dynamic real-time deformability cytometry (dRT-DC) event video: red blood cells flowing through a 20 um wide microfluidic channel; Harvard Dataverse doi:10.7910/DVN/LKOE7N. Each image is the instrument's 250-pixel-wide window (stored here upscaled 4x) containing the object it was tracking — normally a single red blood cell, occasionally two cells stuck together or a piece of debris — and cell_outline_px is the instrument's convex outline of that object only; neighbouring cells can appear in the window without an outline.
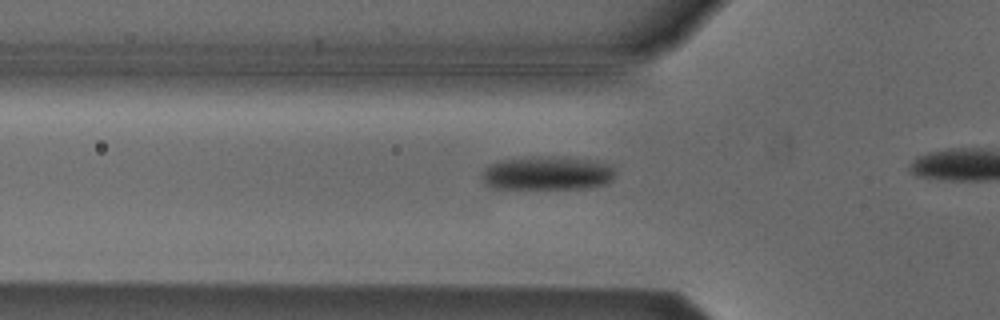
{"species": "Egyptian fruit bat (a non-hibernating species)", "species_latin": "Rousettus aegyptiacus", "temperature_condition": "cold", "stored_images_in_passage": 11, "camera_frame_rate_fps": 3000, "um_per_image_px": 0.085, "animal": {"sex": "male"}, "frame": {"image": 1, "passage_image": 2, "time_ms": 0.333, "image_size_px": [1000, 320], "cell_outline_px": [[616, 172], [612, 180], [604, 184], [584, 188], [492, 188], [484, 184], [484, 168], [500, 160], [532, 156], [552, 156], [596, 160], [612, 164]], "centroid_in_image_um": [46.57, 14.7], "position_along_channel_um": 79.2, "area_um2": 26.36}}
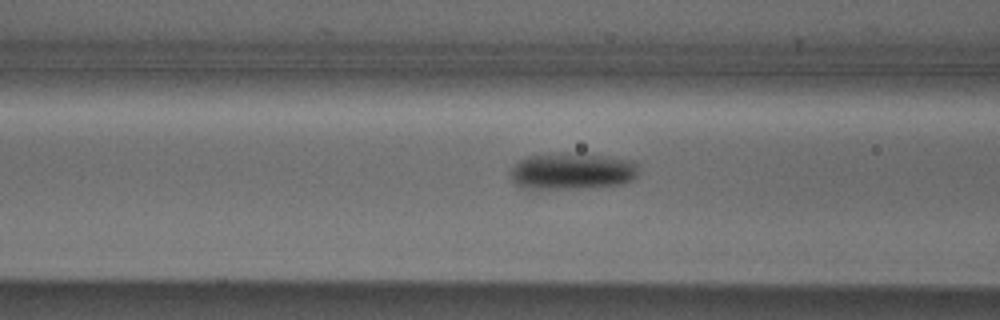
{"frame": {"image": 2, "passage_image": 5, "time_ms": 1.333, "image_size_px": [1000, 320], "cell_outline_px": [[636, 176], [632, 180], [624, 184], [580, 188], [528, 188], [512, 184], [508, 176], [508, 172], [520, 160], [528, 156], [560, 152], [604, 156], [632, 160], [636, 164]], "centroid_in_image_um": [48.57, 14.55], "position_along_channel_um": 118.0, "area_um2": 27.4}}
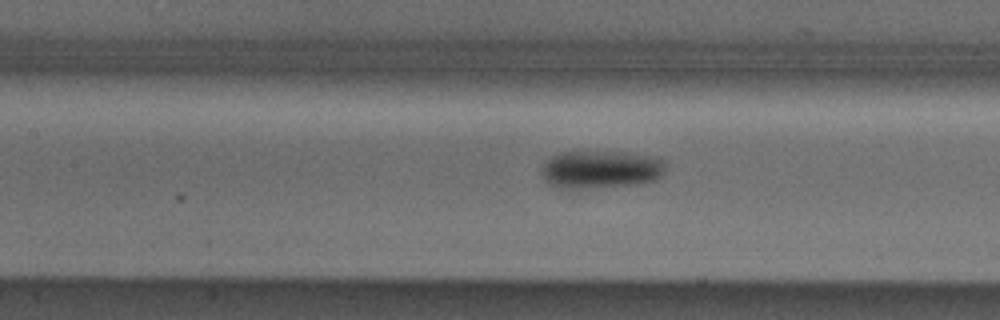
{"frame": {"image": 3, "passage_image": 8, "time_ms": 2.333, "image_size_px": [1000, 320], "cell_outline_px": [[664, 172], [656, 180], [636, 184], [580, 188], [560, 188], [548, 184], [544, 180], [540, 172], [544, 164], [552, 156], [560, 152], [632, 152], [656, 156], [664, 160]], "centroid_in_image_um": [51.08, 14.39], "position_along_channel_um": 156.3, "area_um2": 27.46}}